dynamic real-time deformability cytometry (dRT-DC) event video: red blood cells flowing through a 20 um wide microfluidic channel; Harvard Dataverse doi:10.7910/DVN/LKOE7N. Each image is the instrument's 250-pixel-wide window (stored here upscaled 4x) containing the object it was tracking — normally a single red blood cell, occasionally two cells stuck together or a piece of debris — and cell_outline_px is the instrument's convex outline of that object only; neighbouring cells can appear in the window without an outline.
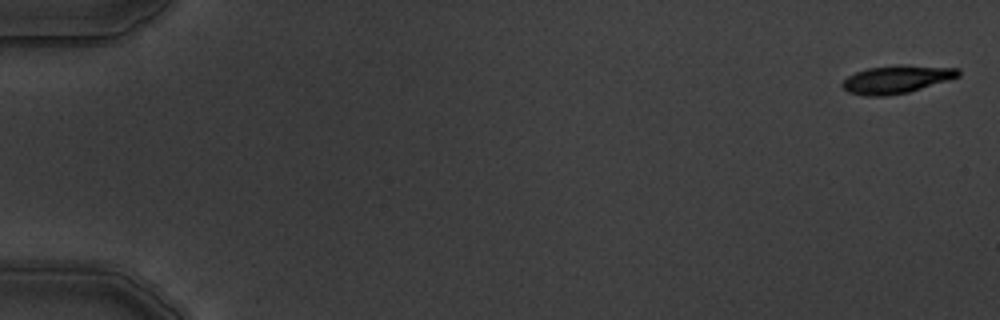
{"species": "common noctule bat (a hibernating species)", "species_latin": "Nyctalus noctula", "temperature_condition": "warm", "stored_images_in_passage": 6, "camera_frame_rate_fps": 3000, "um_per_image_px": 0.085, "animal": {"sex": "male", "body_mass_g": 19.5, "forearm_length_mm": 54.6}, "frame": {"image": 1, "passage_image": 1, "time_ms": 0.0, "image_size_px": [1000, 320], "cell_outline_px": [[960, 76], [908, 92], [884, 96], [864, 96], [848, 92], [840, 84], [848, 76], [856, 72], [868, 68], [960, 68]], "centroid_in_image_um": [76.11, 6.81], "position_along_channel_um": 8.9, "area_um2": 17.51}}
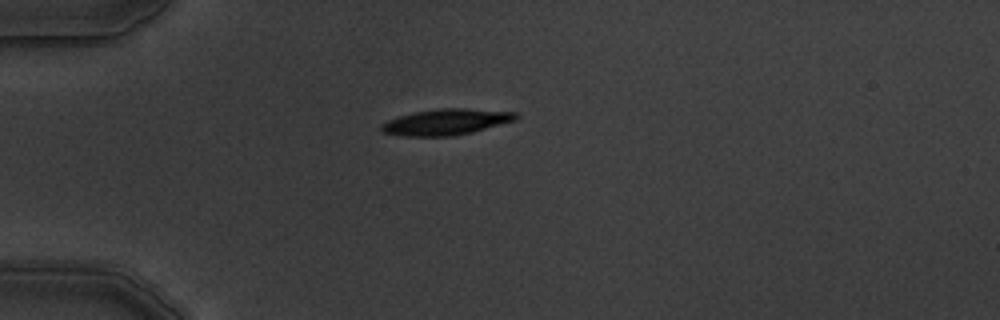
{"frame": {"image": 2, "passage_image": 5, "time_ms": 4.667, "image_size_px": [1000, 320], "cell_outline_px": [[520, 116], [516, 120], [472, 132], [448, 136], [404, 136], [384, 132], [380, 128], [380, 124], [388, 120], [400, 116], [416, 112], [440, 108], [468, 108], [516, 112]], "centroid_in_image_um": [37.95, 10.36], "position_along_channel_um": 47.0, "area_um2": 20.23}}